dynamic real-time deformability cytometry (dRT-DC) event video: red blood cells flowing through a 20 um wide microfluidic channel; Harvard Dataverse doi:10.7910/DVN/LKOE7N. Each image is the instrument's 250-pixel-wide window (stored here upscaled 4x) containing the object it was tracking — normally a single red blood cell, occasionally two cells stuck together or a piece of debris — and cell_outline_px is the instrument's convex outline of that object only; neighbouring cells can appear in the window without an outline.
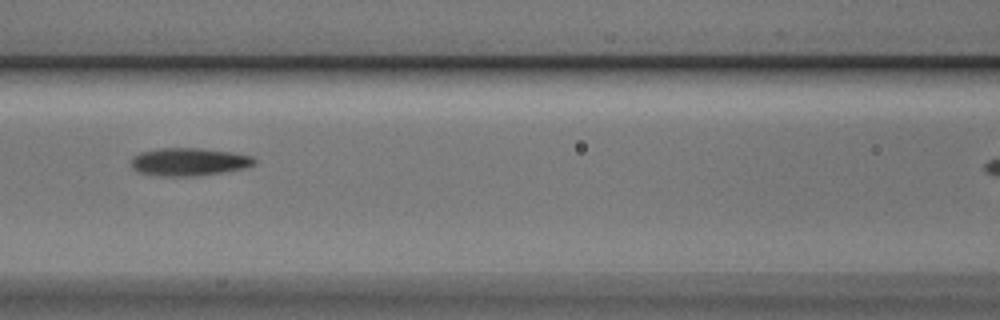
{"species": "Egyptian fruit bat (a non-hibernating species)", "species_latin": "Rousettus aegyptiacus", "temperature_condition": "cold", "stored_images_in_passage": 8, "segment_of_instrument_passage": [1, 2], "camera_frame_rate_fps": 3000, "um_per_image_px": 0.085, "animal": {"sex": "male"}, "frame": {"image": 1, "passage_image": 5, "time_ms": 1.333, "image_size_px": [1000, 320], "cell_outline_px": [[256, 164], [244, 168], [196, 176], [160, 176], [136, 172], [132, 168], [132, 156], [140, 152], [160, 148], [200, 148], [232, 152], [252, 156], [256, 160]], "centroid_in_image_um": [16.04, 13.75], "position_along_channel_um": 150.6, "area_um2": 20.06}}
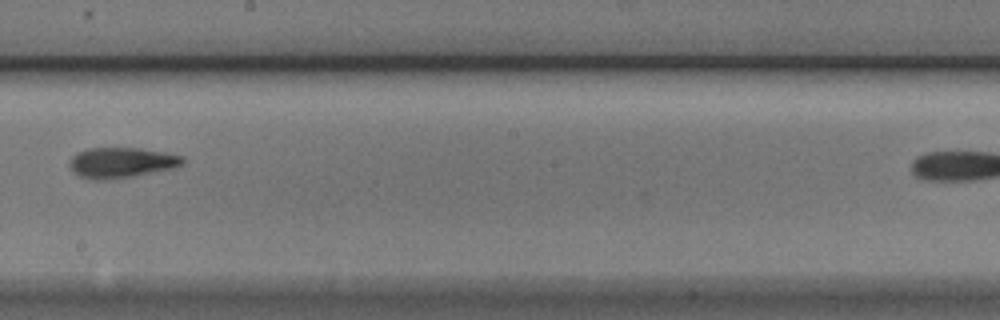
{"frame": {"image": 2, "passage_image": 7, "time_ms": 2.0, "image_size_px": [1000, 320], "cell_outline_px": [[184, 164], [176, 168], [132, 176], [100, 180], [92, 180], [80, 176], [72, 172], [68, 164], [68, 160], [76, 152], [88, 148], [140, 148], [164, 152], [184, 156]], "centroid_in_image_um": [10.3, 13.81], "position_along_channel_um": 237.9, "area_um2": 20.29}}